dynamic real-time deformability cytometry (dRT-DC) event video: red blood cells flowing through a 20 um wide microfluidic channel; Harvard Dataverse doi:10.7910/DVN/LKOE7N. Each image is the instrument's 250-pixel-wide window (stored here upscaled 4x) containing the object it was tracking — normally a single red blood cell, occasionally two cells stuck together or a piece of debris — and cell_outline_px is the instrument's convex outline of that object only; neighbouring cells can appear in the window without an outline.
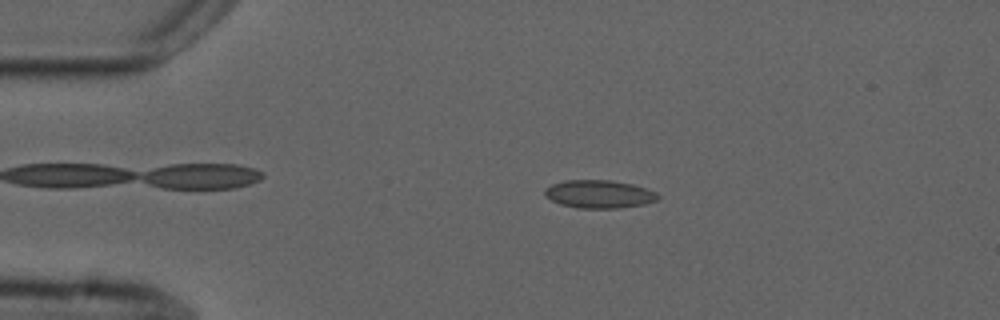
{"species": "common noctule bat (a hibernating species)", "species_latin": "Nyctalus noctula", "temperature_condition": "cold", "stored_images_in_passage": 4, "camera_frame_rate_fps": 3000, "um_per_image_px": 0.085, "animal": {"sex": "male", "forearm_length_mm": 52.5}, "frame": {"image": 1, "passage_image": 3, "time_ms": 2.333, "image_size_px": [1000, 320], "cell_outline_px": [[660, 196], [656, 200], [644, 204], [616, 208], [576, 208], [560, 204], [544, 196], [544, 188], [552, 184], [564, 180], [608, 180], [632, 184], [656, 192]], "centroid_in_image_um": [50.88, 16.5], "position_along_channel_um": 34.1, "area_um2": 18.44}}